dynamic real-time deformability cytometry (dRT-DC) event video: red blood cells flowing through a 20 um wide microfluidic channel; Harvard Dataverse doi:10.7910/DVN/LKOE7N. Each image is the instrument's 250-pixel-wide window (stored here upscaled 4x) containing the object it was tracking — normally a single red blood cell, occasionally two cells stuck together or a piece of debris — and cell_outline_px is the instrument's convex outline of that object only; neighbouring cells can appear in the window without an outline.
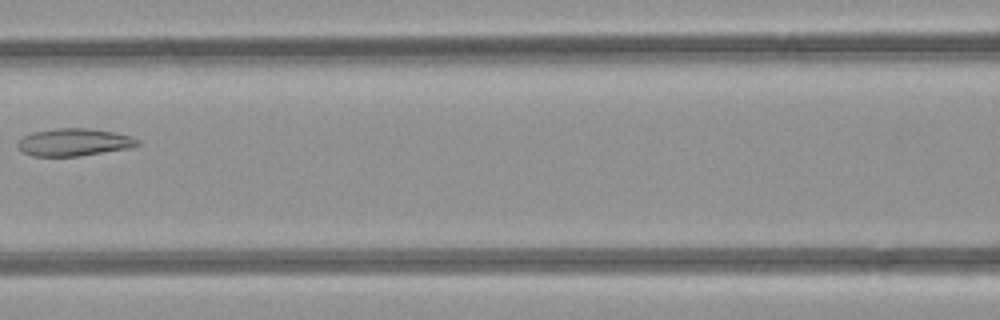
{"species": "common noctule bat (a hibernating species)", "species_latin": "Nyctalus noctula", "temperature_condition": "room temperature", "stored_images_in_passage": 3, "camera_frame_rate_fps": 3000, "um_per_image_px": 0.085, "animal": {"sex": "female", "body_mass_g": 21.9}, "frame": {"image": 1, "passage_image": 3, "time_ms": 2.333, "image_size_px": [1000, 320], "cell_outline_px": [[140, 144], [132, 148], [80, 156], [32, 156], [24, 152], [16, 144], [24, 136], [32, 132], [56, 128], [88, 128], [112, 132], [132, 136], [140, 140]], "centroid_in_image_um": [6.34, 12.09], "position_along_channel_um": 160.3, "area_um2": 19.25}}